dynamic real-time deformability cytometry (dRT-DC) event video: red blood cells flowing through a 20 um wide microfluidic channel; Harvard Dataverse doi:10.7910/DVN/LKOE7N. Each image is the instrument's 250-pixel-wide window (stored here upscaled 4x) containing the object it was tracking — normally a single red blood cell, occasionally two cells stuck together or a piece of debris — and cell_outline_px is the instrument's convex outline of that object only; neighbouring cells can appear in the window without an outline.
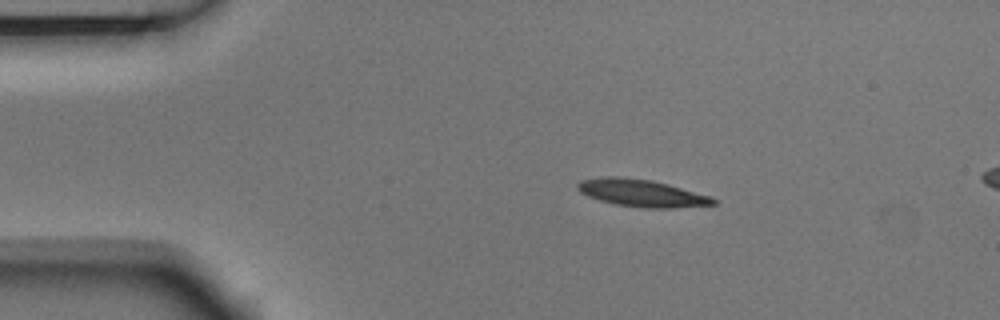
{"species": "Egyptian fruit bat (a non-hibernating species)", "species_latin": "Rousettus aegyptiacus", "temperature_condition": "room temperature", "stored_images_in_passage": 4, "camera_frame_rate_fps": 3000, "um_per_image_px": 0.085, "animal": {"sex": "male"}, "frame": {"image": 1, "passage_image": 2, "time_ms": 0.333, "image_size_px": [1000, 320], "cell_outline_px": [[716, 204], [672, 208], [640, 208], [616, 204], [600, 200], [588, 196], [580, 192], [576, 188], [576, 184], [580, 180], [600, 176], [624, 176], [652, 180], [668, 184], [712, 196], [716, 200]], "centroid_in_image_um": [54.51, 16.39], "position_along_channel_um": 30.5, "area_um2": 21.85}}